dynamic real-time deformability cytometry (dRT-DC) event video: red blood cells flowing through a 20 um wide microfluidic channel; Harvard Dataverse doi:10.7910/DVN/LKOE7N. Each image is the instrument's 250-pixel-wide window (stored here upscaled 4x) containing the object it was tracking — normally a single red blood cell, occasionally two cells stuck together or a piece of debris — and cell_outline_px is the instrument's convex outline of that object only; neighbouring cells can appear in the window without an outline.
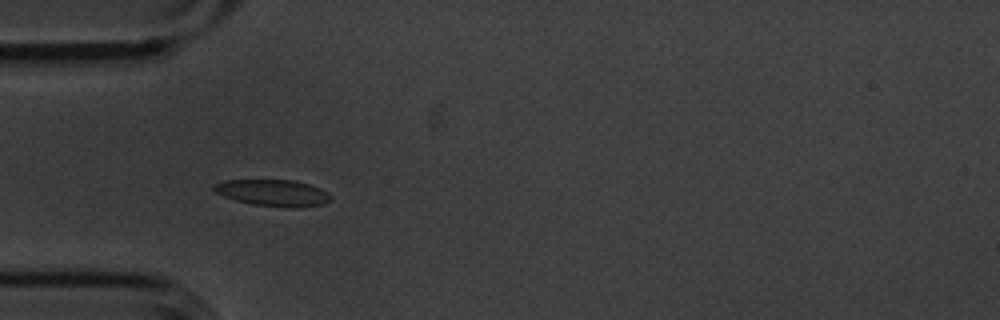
{"species": "common noctule bat (a hibernating species)", "species_latin": "Nyctalus noctula", "temperature_condition": "cold", "stored_images_in_passage": 8, "camera_frame_rate_fps": 3000, "um_per_image_px": 0.085, "animal": {"sex": "male", "body_mass_g": 20.1, "forearm_length_mm": 53.5}, "frame": {"image": 1, "passage_image": 5, "time_ms": 1.333, "image_size_px": [1000, 320], "cell_outline_px": [[332, 200], [320, 204], [296, 208], [284, 208], [252, 204], [236, 200], [224, 196], [216, 192], [212, 188], [212, 184], [224, 180], [292, 180], [308, 184], [320, 188], [328, 192], [332, 196]], "centroid_in_image_um": [23.2, 16.39], "position_along_channel_um": 61.8, "area_um2": 18.15}}
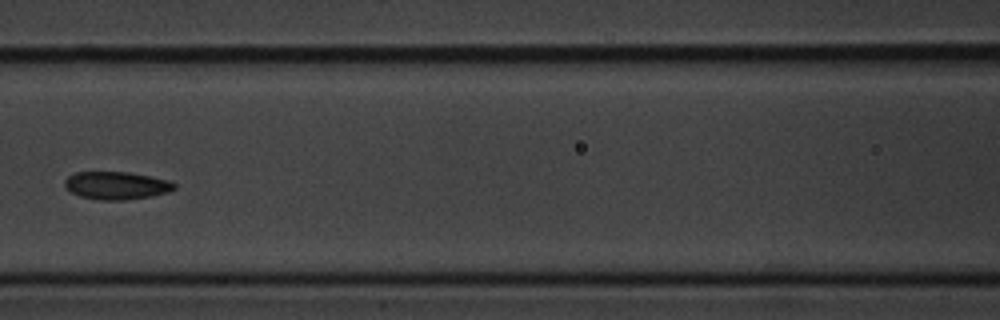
{"frame": {"image": 2, "passage_image": 7, "time_ms": 2.0, "image_size_px": [1000, 320], "cell_outline_px": [[176, 188], [168, 192], [152, 196], [124, 200], [96, 200], [80, 196], [64, 188], [64, 180], [68, 176], [76, 172], [128, 172], [168, 180], [176, 184]], "centroid_in_image_um": [9.87, 15.77], "position_along_channel_um": 156.7, "area_um2": 17.8}}
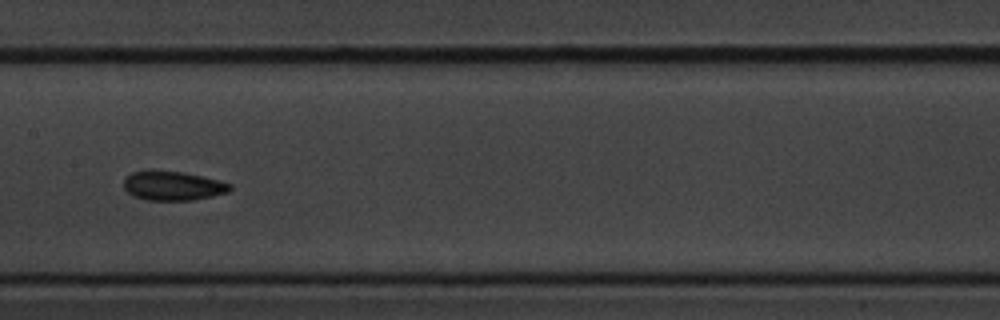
{"frame": {"image": 3, "passage_image": 8, "time_ms": 2.333, "image_size_px": [1000, 320], "cell_outline_px": [[232, 188], [228, 192], [212, 196], [192, 200], [148, 200], [132, 196], [124, 188], [124, 180], [132, 172], [148, 168], [152, 168], [184, 172], [220, 180], [232, 184]], "centroid_in_image_um": [14.67, 15.76], "position_along_channel_um": 192.7, "area_um2": 18.55}}